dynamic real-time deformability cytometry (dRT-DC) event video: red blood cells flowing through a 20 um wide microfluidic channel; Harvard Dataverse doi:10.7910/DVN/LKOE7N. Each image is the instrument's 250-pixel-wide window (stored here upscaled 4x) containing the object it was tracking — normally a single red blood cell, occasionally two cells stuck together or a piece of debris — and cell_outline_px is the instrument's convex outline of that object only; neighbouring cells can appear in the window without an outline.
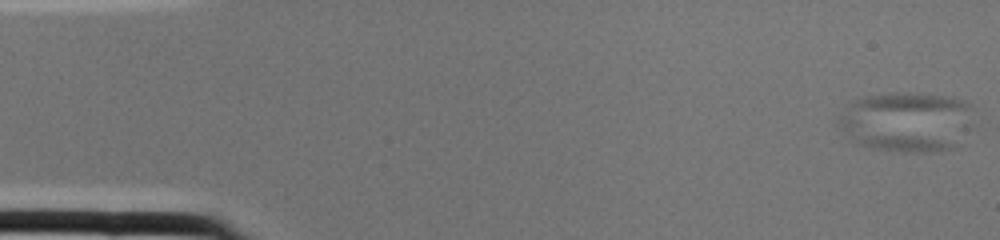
{"species": "common noctule bat (a hibernating species)", "species_latin": "Nyctalus noctula", "temperature_condition": "cold", "stored_images_in_passage": 2, "camera_frame_rate_fps": 3000, "um_per_image_px": 0.085, "animal": {"sex": "female", "body_mass_g": 22.0, "forearm_length_mm": 56.7}, "frame": {"image": 1, "passage_image": 1, "time_ms": 0.0, "image_size_px": [1000, 240], "cell_outline_px": [[980, 124], [952, 148], [932, 152], [904, 152], [872, 148], [856, 144], [836, 124], [836, 116], [852, 100], [864, 96], [892, 92], [916, 92], [952, 96], [964, 100], [972, 104], [976, 108]], "centroid_in_image_um": [77.19, 10.32], "position_along_channel_um": 7.8, "area_um2": 49.65}}